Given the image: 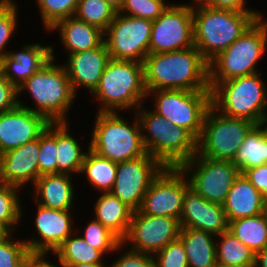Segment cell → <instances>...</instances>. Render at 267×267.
<instances>
[{
  "instance_id": "1",
  "label": "cell",
  "mask_w": 267,
  "mask_h": 267,
  "mask_svg": "<svg viewBox=\"0 0 267 267\" xmlns=\"http://www.w3.org/2000/svg\"><path fill=\"white\" fill-rule=\"evenodd\" d=\"M143 65L146 91H211L209 64L195 46L173 52L148 54Z\"/></svg>"
},
{
  "instance_id": "2",
  "label": "cell",
  "mask_w": 267,
  "mask_h": 267,
  "mask_svg": "<svg viewBox=\"0 0 267 267\" xmlns=\"http://www.w3.org/2000/svg\"><path fill=\"white\" fill-rule=\"evenodd\" d=\"M54 50L52 45L51 59L17 89L18 105L44 116L50 123L69 122L68 113L77 95L63 64H58ZM26 92L33 100V107L20 98Z\"/></svg>"
},
{
  "instance_id": "3",
  "label": "cell",
  "mask_w": 267,
  "mask_h": 267,
  "mask_svg": "<svg viewBox=\"0 0 267 267\" xmlns=\"http://www.w3.org/2000/svg\"><path fill=\"white\" fill-rule=\"evenodd\" d=\"M192 7L194 45L208 63L263 16L262 12L213 9L205 4Z\"/></svg>"
},
{
  "instance_id": "4",
  "label": "cell",
  "mask_w": 267,
  "mask_h": 267,
  "mask_svg": "<svg viewBox=\"0 0 267 267\" xmlns=\"http://www.w3.org/2000/svg\"><path fill=\"white\" fill-rule=\"evenodd\" d=\"M90 95L100 105L96 112H135L148 105L143 63L111 59Z\"/></svg>"
},
{
  "instance_id": "5",
  "label": "cell",
  "mask_w": 267,
  "mask_h": 267,
  "mask_svg": "<svg viewBox=\"0 0 267 267\" xmlns=\"http://www.w3.org/2000/svg\"><path fill=\"white\" fill-rule=\"evenodd\" d=\"M145 107L142 104L135 113L146 152L164 167H180L190 160L197 153V140L183 127Z\"/></svg>"
},
{
  "instance_id": "6",
  "label": "cell",
  "mask_w": 267,
  "mask_h": 267,
  "mask_svg": "<svg viewBox=\"0 0 267 267\" xmlns=\"http://www.w3.org/2000/svg\"><path fill=\"white\" fill-rule=\"evenodd\" d=\"M134 114V120L129 122L120 112H96L89 149L114 162L144 156L147 152L139 120Z\"/></svg>"
},
{
  "instance_id": "7",
  "label": "cell",
  "mask_w": 267,
  "mask_h": 267,
  "mask_svg": "<svg viewBox=\"0 0 267 267\" xmlns=\"http://www.w3.org/2000/svg\"><path fill=\"white\" fill-rule=\"evenodd\" d=\"M267 51V18L261 16L209 64V85L259 72L258 61Z\"/></svg>"
},
{
  "instance_id": "8",
  "label": "cell",
  "mask_w": 267,
  "mask_h": 267,
  "mask_svg": "<svg viewBox=\"0 0 267 267\" xmlns=\"http://www.w3.org/2000/svg\"><path fill=\"white\" fill-rule=\"evenodd\" d=\"M260 72L219 82L212 90V106L221 114L256 125L267 120V82Z\"/></svg>"
},
{
  "instance_id": "9",
  "label": "cell",
  "mask_w": 267,
  "mask_h": 267,
  "mask_svg": "<svg viewBox=\"0 0 267 267\" xmlns=\"http://www.w3.org/2000/svg\"><path fill=\"white\" fill-rule=\"evenodd\" d=\"M152 110L175 126L186 129L196 140L202 133L205 116L212 106L211 91H147Z\"/></svg>"
},
{
  "instance_id": "10",
  "label": "cell",
  "mask_w": 267,
  "mask_h": 267,
  "mask_svg": "<svg viewBox=\"0 0 267 267\" xmlns=\"http://www.w3.org/2000/svg\"><path fill=\"white\" fill-rule=\"evenodd\" d=\"M255 125L246 119L225 116L211 106L197 140V154L214 160L233 161Z\"/></svg>"
},
{
  "instance_id": "11",
  "label": "cell",
  "mask_w": 267,
  "mask_h": 267,
  "mask_svg": "<svg viewBox=\"0 0 267 267\" xmlns=\"http://www.w3.org/2000/svg\"><path fill=\"white\" fill-rule=\"evenodd\" d=\"M153 21L116 13L104 32V42L114 60L143 63L149 54Z\"/></svg>"
},
{
  "instance_id": "12",
  "label": "cell",
  "mask_w": 267,
  "mask_h": 267,
  "mask_svg": "<svg viewBox=\"0 0 267 267\" xmlns=\"http://www.w3.org/2000/svg\"><path fill=\"white\" fill-rule=\"evenodd\" d=\"M190 188L209 202L223 205L233 181L240 174L229 160H214L197 153L180 166Z\"/></svg>"
},
{
  "instance_id": "13",
  "label": "cell",
  "mask_w": 267,
  "mask_h": 267,
  "mask_svg": "<svg viewBox=\"0 0 267 267\" xmlns=\"http://www.w3.org/2000/svg\"><path fill=\"white\" fill-rule=\"evenodd\" d=\"M194 45L193 7L190 4H170L153 21L149 54L166 53L191 48Z\"/></svg>"
},
{
  "instance_id": "14",
  "label": "cell",
  "mask_w": 267,
  "mask_h": 267,
  "mask_svg": "<svg viewBox=\"0 0 267 267\" xmlns=\"http://www.w3.org/2000/svg\"><path fill=\"white\" fill-rule=\"evenodd\" d=\"M189 180L180 167H164L144 195L142 213L180 220Z\"/></svg>"
},
{
  "instance_id": "15",
  "label": "cell",
  "mask_w": 267,
  "mask_h": 267,
  "mask_svg": "<svg viewBox=\"0 0 267 267\" xmlns=\"http://www.w3.org/2000/svg\"><path fill=\"white\" fill-rule=\"evenodd\" d=\"M179 220L133 211L127 236L122 240L131 250L154 256L179 238Z\"/></svg>"
},
{
  "instance_id": "16",
  "label": "cell",
  "mask_w": 267,
  "mask_h": 267,
  "mask_svg": "<svg viewBox=\"0 0 267 267\" xmlns=\"http://www.w3.org/2000/svg\"><path fill=\"white\" fill-rule=\"evenodd\" d=\"M164 166L151 155L117 162L116 179L110 191L133 211L141 208L144 195Z\"/></svg>"
},
{
  "instance_id": "17",
  "label": "cell",
  "mask_w": 267,
  "mask_h": 267,
  "mask_svg": "<svg viewBox=\"0 0 267 267\" xmlns=\"http://www.w3.org/2000/svg\"><path fill=\"white\" fill-rule=\"evenodd\" d=\"M36 204L35 232L29 239H23L33 257L52 255L62 243L76 231L73 226V210L49 209ZM73 220V221H72Z\"/></svg>"
},
{
  "instance_id": "18",
  "label": "cell",
  "mask_w": 267,
  "mask_h": 267,
  "mask_svg": "<svg viewBox=\"0 0 267 267\" xmlns=\"http://www.w3.org/2000/svg\"><path fill=\"white\" fill-rule=\"evenodd\" d=\"M49 124L44 116L19 105L0 113V155L38 139Z\"/></svg>"
},
{
  "instance_id": "19",
  "label": "cell",
  "mask_w": 267,
  "mask_h": 267,
  "mask_svg": "<svg viewBox=\"0 0 267 267\" xmlns=\"http://www.w3.org/2000/svg\"><path fill=\"white\" fill-rule=\"evenodd\" d=\"M39 138L0 155V182L22 190L39 178ZM26 186V187H25Z\"/></svg>"
},
{
  "instance_id": "20",
  "label": "cell",
  "mask_w": 267,
  "mask_h": 267,
  "mask_svg": "<svg viewBox=\"0 0 267 267\" xmlns=\"http://www.w3.org/2000/svg\"><path fill=\"white\" fill-rule=\"evenodd\" d=\"M67 61L64 68L68 74L72 89L75 94L82 87L90 94L97 87L99 80L111 60L105 42L99 47L75 54H67Z\"/></svg>"
},
{
  "instance_id": "21",
  "label": "cell",
  "mask_w": 267,
  "mask_h": 267,
  "mask_svg": "<svg viewBox=\"0 0 267 267\" xmlns=\"http://www.w3.org/2000/svg\"><path fill=\"white\" fill-rule=\"evenodd\" d=\"M179 222L181 228L203 230L215 236L228 230L222 205L207 201L191 188L185 192Z\"/></svg>"
},
{
  "instance_id": "22",
  "label": "cell",
  "mask_w": 267,
  "mask_h": 267,
  "mask_svg": "<svg viewBox=\"0 0 267 267\" xmlns=\"http://www.w3.org/2000/svg\"><path fill=\"white\" fill-rule=\"evenodd\" d=\"M51 59V45L41 42L24 44L21 50H9L0 60L3 76L18 89L31 75Z\"/></svg>"
},
{
  "instance_id": "23",
  "label": "cell",
  "mask_w": 267,
  "mask_h": 267,
  "mask_svg": "<svg viewBox=\"0 0 267 267\" xmlns=\"http://www.w3.org/2000/svg\"><path fill=\"white\" fill-rule=\"evenodd\" d=\"M73 175L56 173L40 176L30 192L32 201L42 207L57 210H72L76 200V189L73 184ZM73 180V181H72ZM34 193V194H33ZM74 207V208H73Z\"/></svg>"
},
{
  "instance_id": "24",
  "label": "cell",
  "mask_w": 267,
  "mask_h": 267,
  "mask_svg": "<svg viewBox=\"0 0 267 267\" xmlns=\"http://www.w3.org/2000/svg\"><path fill=\"white\" fill-rule=\"evenodd\" d=\"M267 199L240 173L222 205L227 221L253 217L263 212Z\"/></svg>"
},
{
  "instance_id": "25",
  "label": "cell",
  "mask_w": 267,
  "mask_h": 267,
  "mask_svg": "<svg viewBox=\"0 0 267 267\" xmlns=\"http://www.w3.org/2000/svg\"><path fill=\"white\" fill-rule=\"evenodd\" d=\"M58 31L60 43L68 54L99 47L104 42V32L77 19L75 16L58 21L48 33Z\"/></svg>"
},
{
  "instance_id": "26",
  "label": "cell",
  "mask_w": 267,
  "mask_h": 267,
  "mask_svg": "<svg viewBox=\"0 0 267 267\" xmlns=\"http://www.w3.org/2000/svg\"><path fill=\"white\" fill-rule=\"evenodd\" d=\"M93 203V217L121 241L127 236L133 210L111 192H102Z\"/></svg>"
},
{
  "instance_id": "27",
  "label": "cell",
  "mask_w": 267,
  "mask_h": 267,
  "mask_svg": "<svg viewBox=\"0 0 267 267\" xmlns=\"http://www.w3.org/2000/svg\"><path fill=\"white\" fill-rule=\"evenodd\" d=\"M184 247L188 267H215L216 236L194 228H181L178 238Z\"/></svg>"
},
{
  "instance_id": "28",
  "label": "cell",
  "mask_w": 267,
  "mask_h": 267,
  "mask_svg": "<svg viewBox=\"0 0 267 267\" xmlns=\"http://www.w3.org/2000/svg\"><path fill=\"white\" fill-rule=\"evenodd\" d=\"M69 125L70 122L56 123L57 173L79 176L89 145L87 150L83 148Z\"/></svg>"
},
{
  "instance_id": "29",
  "label": "cell",
  "mask_w": 267,
  "mask_h": 267,
  "mask_svg": "<svg viewBox=\"0 0 267 267\" xmlns=\"http://www.w3.org/2000/svg\"><path fill=\"white\" fill-rule=\"evenodd\" d=\"M53 257L58 258H56L57 264L62 267L80 263L108 265V262L104 261L105 256L98 249L90 246L79 233L77 234V231L62 243L53 253Z\"/></svg>"
},
{
  "instance_id": "30",
  "label": "cell",
  "mask_w": 267,
  "mask_h": 267,
  "mask_svg": "<svg viewBox=\"0 0 267 267\" xmlns=\"http://www.w3.org/2000/svg\"><path fill=\"white\" fill-rule=\"evenodd\" d=\"M117 162L101 157L91 149H88L81 173L87 178L92 188L102 192H110L116 179Z\"/></svg>"
},
{
  "instance_id": "31",
  "label": "cell",
  "mask_w": 267,
  "mask_h": 267,
  "mask_svg": "<svg viewBox=\"0 0 267 267\" xmlns=\"http://www.w3.org/2000/svg\"><path fill=\"white\" fill-rule=\"evenodd\" d=\"M216 237L217 263L231 267H251L255 265L256 253L231 232L227 230Z\"/></svg>"
},
{
  "instance_id": "32",
  "label": "cell",
  "mask_w": 267,
  "mask_h": 267,
  "mask_svg": "<svg viewBox=\"0 0 267 267\" xmlns=\"http://www.w3.org/2000/svg\"><path fill=\"white\" fill-rule=\"evenodd\" d=\"M228 231L255 253L267 246V225L262 213L228 222Z\"/></svg>"
},
{
  "instance_id": "33",
  "label": "cell",
  "mask_w": 267,
  "mask_h": 267,
  "mask_svg": "<svg viewBox=\"0 0 267 267\" xmlns=\"http://www.w3.org/2000/svg\"><path fill=\"white\" fill-rule=\"evenodd\" d=\"M232 162L242 174L247 169L266 164V145L262 136V122L250 130Z\"/></svg>"
},
{
  "instance_id": "34",
  "label": "cell",
  "mask_w": 267,
  "mask_h": 267,
  "mask_svg": "<svg viewBox=\"0 0 267 267\" xmlns=\"http://www.w3.org/2000/svg\"><path fill=\"white\" fill-rule=\"evenodd\" d=\"M21 188L0 182V222L10 231L21 226L24 209L21 205ZM17 226V228H16Z\"/></svg>"
},
{
  "instance_id": "35",
  "label": "cell",
  "mask_w": 267,
  "mask_h": 267,
  "mask_svg": "<svg viewBox=\"0 0 267 267\" xmlns=\"http://www.w3.org/2000/svg\"><path fill=\"white\" fill-rule=\"evenodd\" d=\"M85 225L84 230L81 232L83 234L76 229L77 233H79L90 246L98 249L104 256L110 253L112 255L115 251H123L124 244L122 241L98 220L92 217Z\"/></svg>"
},
{
  "instance_id": "36",
  "label": "cell",
  "mask_w": 267,
  "mask_h": 267,
  "mask_svg": "<svg viewBox=\"0 0 267 267\" xmlns=\"http://www.w3.org/2000/svg\"><path fill=\"white\" fill-rule=\"evenodd\" d=\"M116 13L104 0H79L74 16L105 32Z\"/></svg>"
},
{
  "instance_id": "37",
  "label": "cell",
  "mask_w": 267,
  "mask_h": 267,
  "mask_svg": "<svg viewBox=\"0 0 267 267\" xmlns=\"http://www.w3.org/2000/svg\"><path fill=\"white\" fill-rule=\"evenodd\" d=\"M13 235L11 232L0 239V267H27L33 256L23 238L17 239Z\"/></svg>"
},
{
  "instance_id": "38",
  "label": "cell",
  "mask_w": 267,
  "mask_h": 267,
  "mask_svg": "<svg viewBox=\"0 0 267 267\" xmlns=\"http://www.w3.org/2000/svg\"><path fill=\"white\" fill-rule=\"evenodd\" d=\"M44 29L48 32L58 21L75 15L79 0H35Z\"/></svg>"
},
{
  "instance_id": "39",
  "label": "cell",
  "mask_w": 267,
  "mask_h": 267,
  "mask_svg": "<svg viewBox=\"0 0 267 267\" xmlns=\"http://www.w3.org/2000/svg\"><path fill=\"white\" fill-rule=\"evenodd\" d=\"M39 177L57 173L56 123H50L39 136Z\"/></svg>"
},
{
  "instance_id": "40",
  "label": "cell",
  "mask_w": 267,
  "mask_h": 267,
  "mask_svg": "<svg viewBox=\"0 0 267 267\" xmlns=\"http://www.w3.org/2000/svg\"><path fill=\"white\" fill-rule=\"evenodd\" d=\"M170 4L166 0H125L119 13L154 21Z\"/></svg>"
},
{
  "instance_id": "41",
  "label": "cell",
  "mask_w": 267,
  "mask_h": 267,
  "mask_svg": "<svg viewBox=\"0 0 267 267\" xmlns=\"http://www.w3.org/2000/svg\"><path fill=\"white\" fill-rule=\"evenodd\" d=\"M18 11L19 6L16 0H11L0 11V60L9 53V49H6L7 45L12 40V35L17 33L15 29L18 28V17H20Z\"/></svg>"
},
{
  "instance_id": "42",
  "label": "cell",
  "mask_w": 267,
  "mask_h": 267,
  "mask_svg": "<svg viewBox=\"0 0 267 267\" xmlns=\"http://www.w3.org/2000/svg\"><path fill=\"white\" fill-rule=\"evenodd\" d=\"M155 267H188L187 256L182 242H170L154 256Z\"/></svg>"
},
{
  "instance_id": "43",
  "label": "cell",
  "mask_w": 267,
  "mask_h": 267,
  "mask_svg": "<svg viewBox=\"0 0 267 267\" xmlns=\"http://www.w3.org/2000/svg\"><path fill=\"white\" fill-rule=\"evenodd\" d=\"M125 252L118 256L114 262L108 263V267H155V260L152 255L128 249L125 245Z\"/></svg>"
},
{
  "instance_id": "44",
  "label": "cell",
  "mask_w": 267,
  "mask_h": 267,
  "mask_svg": "<svg viewBox=\"0 0 267 267\" xmlns=\"http://www.w3.org/2000/svg\"><path fill=\"white\" fill-rule=\"evenodd\" d=\"M18 105V90L0 72V113Z\"/></svg>"
},
{
  "instance_id": "45",
  "label": "cell",
  "mask_w": 267,
  "mask_h": 267,
  "mask_svg": "<svg viewBox=\"0 0 267 267\" xmlns=\"http://www.w3.org/2000/svg\"><path fill=\"white\" fill-rule=\"evenodd\" d=\"M243 175L267 199V164L247 169Z\"/></svg>"
},
{
  "instance_id": "46",
  "label": "cell",
  "mask_w": 267,
  "mask_h": 267,
  "mask_svg": "<svg viewBox=\"0 0 267 267\" xmlns=\"http://www.w3.org/2000/svg\"><path fill=\"white\" fill-rule=\"evenodd\" d=\"M246 1L247 0H207L204 4L213 9L233 10L237 12H261L260 10L248 8Z\"/></svg>"
},
{
  "instance_id": "47",
  "label": "cell",
  "mask_w": 267,
  "mask_h": 267,
  "mask_svg": "<svg viewBox=\"0 0 267 267\" xmlns=\"http://www.w3.org/2000/svg\"><path fill=\"white\" fill-rule=\"evenodd\" d=\"M47 257H33L31 259V267H62L60 265L53 264Z\"/></svg>"
},
{
  "instance_id": "48",
  "label": "cell",
  "mask_w": 267,
  "mask_h": 267,
  "mask_svg": "<svg viewBox=\"0 0 267 267\" xmlns=\"http://www.w3.org/2000/svg\"><path fill=\"white\" fill-rule=\"evenodd\" d=\"M255 265L257 267H267V246L256 253Z\"/></svg>"
},
{
  "instance_id": "49",
  "label": "cell",
  "mask_w": 267,
  "mask_h": 267,
  "mask_svg": "<svg viewBox=\"0 0 267 267\" xmlns=\"http://www.w3.org/2000/svg\"><path fill=\"white\" fill-rule=\"evenodd\" d=\"M107 2L116 12H119L124 5L125 0H104Z\"/></svg>"
},
{
  "instance_id": "50",
  "label": "cell",
  "mask_w": 267,
  "mask_h": 267,
  "mask_svg": "<svg viewBox=\"0 0 267 267\" xmlns=\"http://www.w3.org/2000/svg\"><path fill=\"white\" fill-rule=\"evenodd\" d=\"M262 136L266 145V164H267V120L262 122Z\"/></svg>"
},
{
  "instance_id": "51",
  "label": "cell",
  "mask_w": 267,
  "mask_h": 267,
  "mask_svg": "<svg viewBox=\"0 0 267 267\" xmlns=\"http://www.w3.org/2000/svg\"><path fill=\"white\" fill-rule=\"evenodd\" d=\"M69 267H108V266L99 264H90V263H80V264L70 265Z\"/></svg>"
},
{
  "instance_id": "52",
  "label": "cell",
  "mask_w": 267,
  "mask_h": 267,
  "mask_svg": "<svg viewBox=\"0 0 267 267\" xmlns=\"http://www.w3.org/2000/svg\"><path fill=\"white\" fill-rule=\"evenodd\" d=\"M11 232L0 222V239L5 238Z\"/></svg>"
},
{
  "instance_id": "53",
  "label": "cell",
  "mask_w": 267,
  "mask_h": 267,
  "mask_svg": "<svg viewBox=\"0 0 267 267\" xmlns=\"http://www.w3.org/2000/svg\"><path fill=\"white\" fill-rule=\"evenodd\" d=\"M11 0H0V11L10 2Z\"/></svg>"
},
{
  "instance_id": "54",
  "label": "cell",
  "mask_w": 267,
  "mask_h": 267,
  "mask_svg": "<svg viewBox=\"0 0 267 267\" xmlns=\"http://www.w3.org/2000/svg\"><path fill=\"white\" fill-rule=\"evenodd\" d=\"M207 0H192L190 5H196V4H204Z\"/></svg>"
},
{
  "instance_id": "55",
  "label": "cell",
  "mask_w": 267,
  "mask_h": 267,
  "mask_svg": "<svg viewBox=\"0 0 267 267\" xmlns=\"http://www.w3.org/2000/svg\"><path fill=\"white\" fill-rule=\"evenodd\" d=\"M262 214H263V216H264V218H265L266 225H267V204L265 205V208H264Z\"/></svg>"
},
{
  "instance_id": "56",
  "label": "cell",
  "mask_w": 267,
  "mask_h": 267,
  "mask_svg": "<svg viewBox=\"0 0 267 267\" xmlns=\"http://www.w3.org/2000/svg\"><path fill=\"white\" fill-rule=\"evenodd\" d=\"M215 267H231V266H225V265H221L219 263H216Z\"/></svg>"
},
{
  "instance_id": "57",
  "label": "cell",
  "mask_w": 267,
  "mask_h": 267,
  "mask_svg": "<svg viewBox=\"0 0 267 267\" xmlns=\"http://www.w3.org/2000/svg\"><path fill=\"white\" fill-rule=\"evenodd\" d=\"M27 267H31V260L28 262Z\"/></svg>"
}]
</instances>
